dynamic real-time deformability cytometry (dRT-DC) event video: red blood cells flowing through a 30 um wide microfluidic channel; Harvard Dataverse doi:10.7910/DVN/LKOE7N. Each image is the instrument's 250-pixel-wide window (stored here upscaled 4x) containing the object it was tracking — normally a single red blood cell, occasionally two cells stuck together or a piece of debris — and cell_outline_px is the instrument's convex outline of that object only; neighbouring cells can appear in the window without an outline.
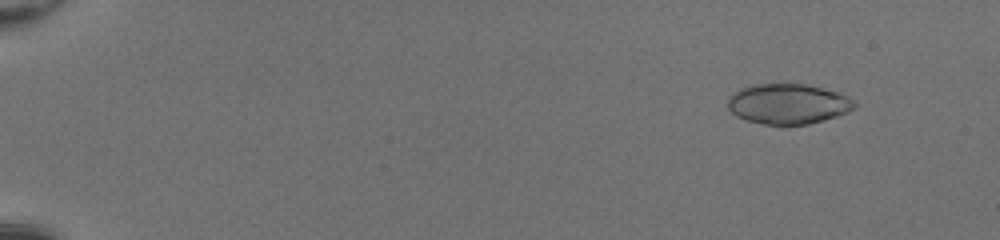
{"species": "common noctule bat (a hibernating species)", "species_latin": "Nyctalus noctula", "temperature_condition": "room temperature", "stored_images_in_passage": 51, "camera_frame_rate_fps": 3000, "um_per_image_px": 0.085, "animal": {"sex": "female", "body_mass_g": 20.0, "forearm_length_mm": 54.0}, "frame": {"image": 1, "passage_image": 6, "time_ms": 1.667, "image_size_px": [1000, 240], "cell_outline_px": [[856, 108], [848, 112], [824, 120], [808, 124], [764, 124], [744, 120], [736, 116], [728, 108], [728, 96], [740, 88], [752, 84], [804, 84], [836, 92], [848, 96], [856, 104]], "centroid_in_image_um": [66.95, 8.83], "position_along_channel_um": 18.0, "area_um2": 29.65}}
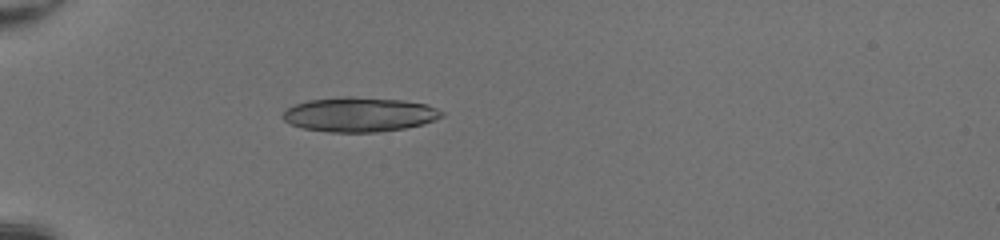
{"frame": {"image": 2, "passage_image": 18, "time_ms": 5.667, "image_size_px": [1000, 240], "cell_outline_px": [[444, 116], [424, 124], [404, 128], [376, 132], [328, 132], [300, 128], [284, 120], [280, 116], [288, 108], [296, 104], [308, 100], [344, 96], [348, 96], [404, 100], [428, 104], [444, 112]], "centroid_in_image_um": [30.56, 9.73], "position_along_channel_um": 54.4, "area_um2": 32.14}}